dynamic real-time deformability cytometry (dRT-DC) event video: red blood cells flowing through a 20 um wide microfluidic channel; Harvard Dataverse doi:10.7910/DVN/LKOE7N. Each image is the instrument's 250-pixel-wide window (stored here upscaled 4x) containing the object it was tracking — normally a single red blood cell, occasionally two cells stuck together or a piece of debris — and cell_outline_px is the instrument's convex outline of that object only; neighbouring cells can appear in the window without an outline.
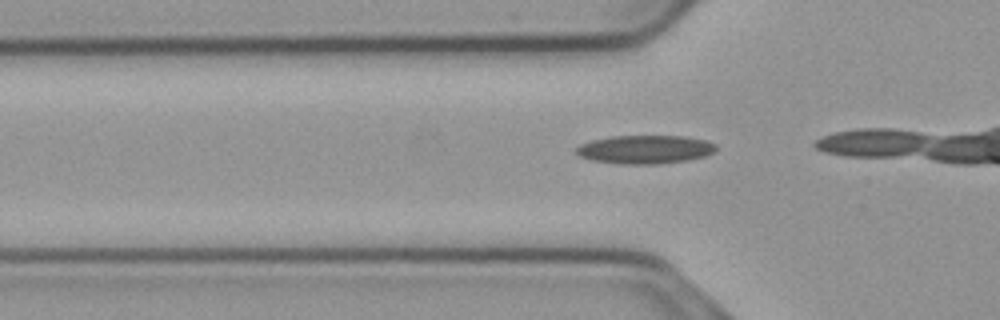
{"species": "common noctule bat (a hibernating species)", "species_latin": "Nyctalus noctula", "temperature_condition": "cold", "stored_images_in_passage": 19, "camera_frame_rate_fps": 3000, "um_per_image_px": 0.085, "animal": {"sex": "male", "body_mass_g": 23.1, "forearm_length_mm": 52.7}, "frame": {"image": 1, "passage_image": 11, "time_ms": 3.333, "image_size_px": [1000, 320], "cell_outline_px": [[716, 148], [712, 152], [704, 156], [688, 160], [656, 164], [620, 164], [592, 160], [580, 156], [572, 152], [580, 144], [592, 140], [612, 136], [684, 136], [708, 140], [716, 144]], "centroid_in_image_um": [54.8, 12.7], "position_along_channel_um": 71.0, "area_um2": 23.29}}